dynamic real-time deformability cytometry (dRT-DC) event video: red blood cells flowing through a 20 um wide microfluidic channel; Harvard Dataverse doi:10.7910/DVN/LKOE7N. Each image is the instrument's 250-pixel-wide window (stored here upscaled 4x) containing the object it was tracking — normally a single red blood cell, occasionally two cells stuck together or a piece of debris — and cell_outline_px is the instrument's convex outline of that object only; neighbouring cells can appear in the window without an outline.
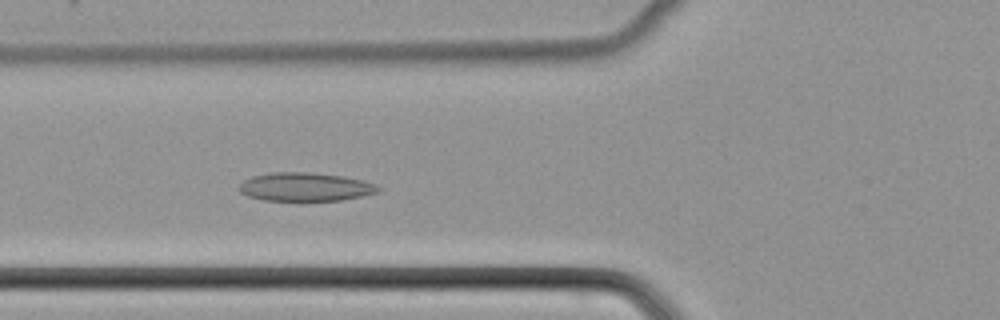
{"species": "common noctule bat (a hibernating species)", "species_latin": "Nyctalus noctula", "temperature_condition": "cold", "stored_images_in_passage": 40, "camera_frame_rate_fps": 3000, "um_per_image_px": 0.085, "animal": {"sex": "female", "body_mass_g": 22.7, "forearm_length_mm": 54.2}, "frame": {"image": 1, "passage_image": 12, "time_ms": 3.667, "image_size_px": [1000, 320], "cell_outline_px": [[384, 188], [380, 192], [340, 200], [300, 204], [264, 200], [248, 196], [240, 192], [240, 184], [244, 180], [252, 176], [272, 172], [312, 172], [344, 176], [364, 180], [376, 184]], "centroid_in_image_um": [25.98, 15.93], "position_along_channel_um": 99.8, "area_um2": 24.28}}
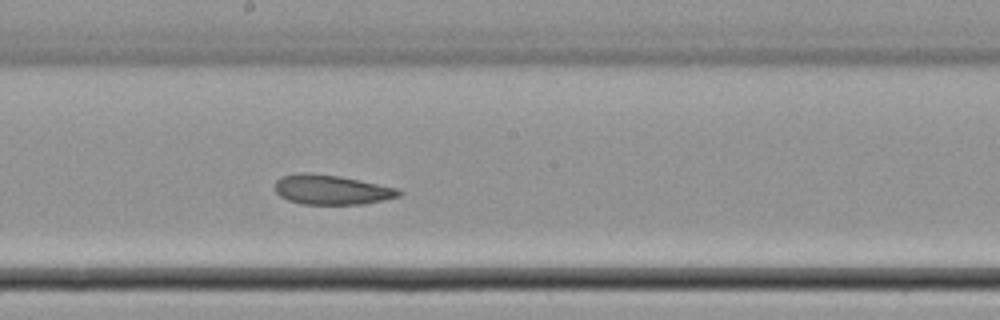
{"frame": {"image": 2, "passage_image": 21, "time_ms": 6.667, "image_size_px": [1000, 320], "cell_outline_px": [[404, 192], [400, 196], [384, 200], [364, 204], [300, 204], [288, 200], [280, 196], [276, 192], [276, 180], [280, 176], [296, 172], [308, 172], [340, 176], [400, 188]], "centroid_in_image_um": [28.2, 16.11], "position_along_channel_um": 220.0, "area_um2": 21.79}}
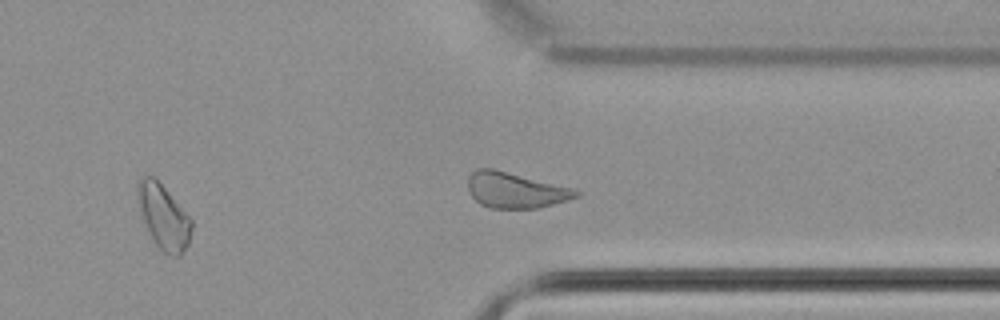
{"frame": {"image": 3, "passage_image": 32, "time_ms": 10.333, "image_size_px": [1000, 320], "cell_outline_px": [[192, 228], [188, 244], [180, 256], [172, 256], [164, 252], [156, 244], [144, 220], [136, 196], [136, 184], [140, 176], [152, 176], [164, 188], [192, 220]], "centroid_in_image_um": [13.89, 18.41], "position_along_channel_um": 397.5, "area_um2": 19.71}}